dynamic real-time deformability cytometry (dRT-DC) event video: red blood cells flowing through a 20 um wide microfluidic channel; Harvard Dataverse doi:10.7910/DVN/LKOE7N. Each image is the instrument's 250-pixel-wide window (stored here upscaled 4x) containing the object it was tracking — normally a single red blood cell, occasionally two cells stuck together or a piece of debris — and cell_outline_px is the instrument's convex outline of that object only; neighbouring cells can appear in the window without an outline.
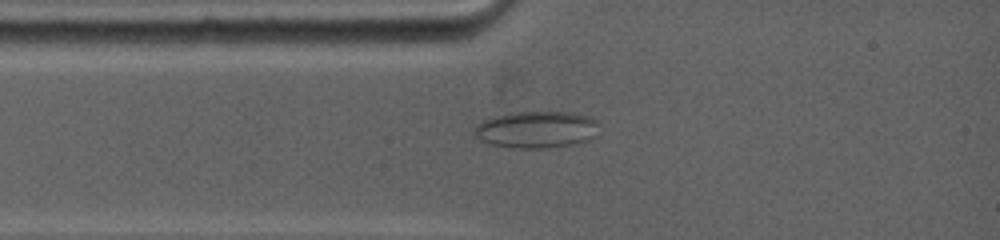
{"species": "common noctule bat (a hibernating species)", "species_latin": "Nyctalus noctula", "temperature_condition": "warm", "stored_images_in_passage": 3, "camera_frame_rate_fps": 5000, "um_per_image_px": 0.085, "animal": {"sex": "female", "body_mass_g": 19.0, "forearm_length_mm": 53.3}, "frame": {"image": 1, "passage_image": 2, "time_ms": 1.0, "image_size_px": [1000, 240], "cell_outline_px": [[592, 136], [588, 140], [572, 144], [548, 148], [520, 148], [492, 144], [480, 140], [476, 136], [476, 128], [484, 120], [492, 116], [516, 112], [572, 112], [588, 116], [592, 120]], "centroid_in_image_um": [45.52, 11.01], "position_along_channel_um": 39.5, "area_um2": 25.84}}
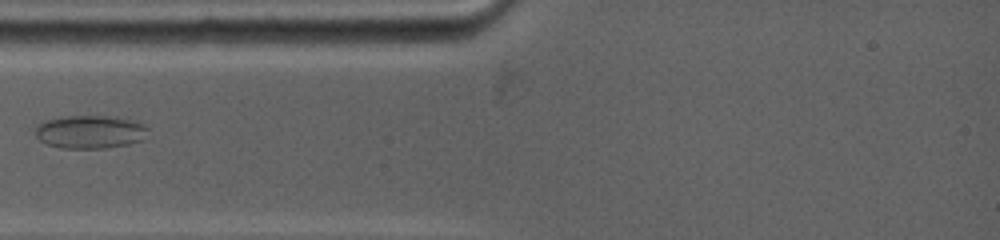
{"frame": {"image": 2, "passage_image": 3, "time_ms": 2.0, "image_size_px": [1000, 240], "cell_outline_px": [[148, 128], [140, 140], [128, 144], [100, 148], [60, 148], [48, 144], [40, 140], [36, 136], [36, 128], [44, 120], [68, 116], [116, 116], [132, 120]], "centroid_in_image_um": [7.62, 11.2], "position_along_channel_um": 77.4, "area_um2": 21.39}}